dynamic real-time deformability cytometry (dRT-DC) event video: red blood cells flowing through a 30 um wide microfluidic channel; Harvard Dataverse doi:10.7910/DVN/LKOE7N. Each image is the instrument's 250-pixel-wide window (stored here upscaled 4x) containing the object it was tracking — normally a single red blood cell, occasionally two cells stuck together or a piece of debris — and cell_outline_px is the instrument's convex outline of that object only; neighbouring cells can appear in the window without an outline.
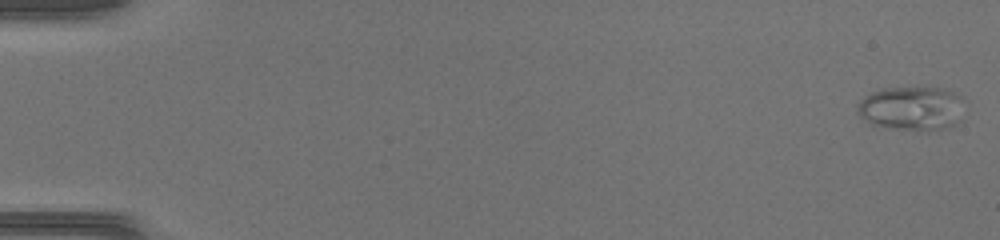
{"species": "common noctule bat (a hibernating species)", "species_latin": "Nyctalus noctula", "temperature_condition": "warm", "stored_images_in_passage": 46, "camera_frame_rate_fps": 3000, "um_per_image_px": 0.085, "animal": {"sex": "female", "body_mass_g": 17.0, "forearm_length_mm": 48.0}, "frame": {"image": 1, "passage_image": 1, "time_ms": 0.0, "image_size_px": [1000, 240], "cell_outline_px": [[964, 96], [960, 120], [956, 124], [948, 128], [928, 132], [872, 124], [860, 116], [856, 112], [856, 104], [864, 96], [880, 88], [952, 88]], "centroid_in_image_um": [77.55, 9.19], "position_along_channel_um": 7.4, "area_um2": 28.03}}
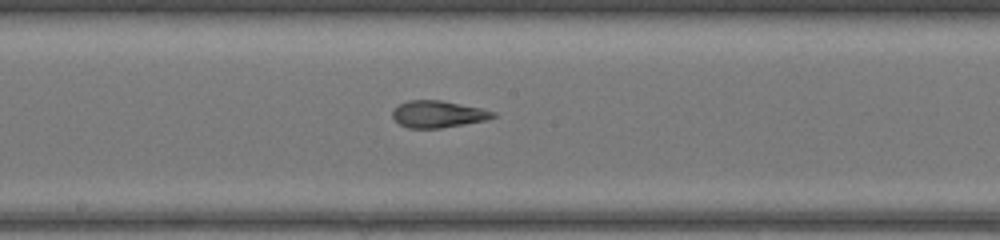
{"frame": {"image": 2, "passage_image": 26, "time_ms": 8.333, "image_size_px": [1000, 240], "cell_outline_px": [[496, 116], [488, 120], [440, 128], [408, 128], [400, 124], [392, 116], [392, 112], [400, 104], [408, 100], [440, 100], [480, 108], [496, 112]], "centroid_in_image_um": [37.25, 9.7], "position_along_channel_um": 210.9, "area_um2": 15.61}}
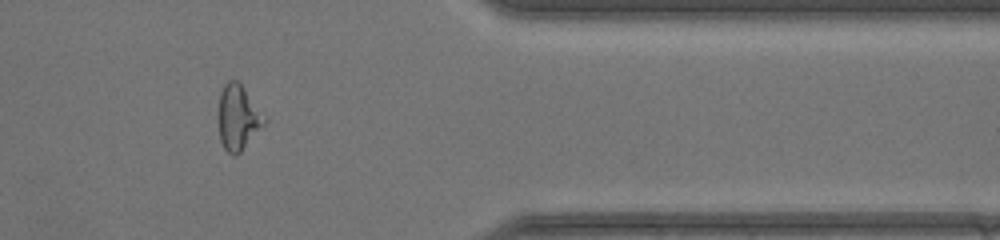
{"frame": {"image": 3, "passage_image": 39, "time_ms": 12.667, "image_size_px": [1000, 240], "cell_outline_px": [[268, 120], [240, 152], [236, 156], [232, 156], [224, 148], [220, 140], [216, 116], [220, 92], [224, 84], [228, 80], [236, 80], [244, 88], [268, 116]], "centroid_in_image_um": [20.22, 9.97], "position_along_channel_um": 391.2, "area_um2": 18.03}}